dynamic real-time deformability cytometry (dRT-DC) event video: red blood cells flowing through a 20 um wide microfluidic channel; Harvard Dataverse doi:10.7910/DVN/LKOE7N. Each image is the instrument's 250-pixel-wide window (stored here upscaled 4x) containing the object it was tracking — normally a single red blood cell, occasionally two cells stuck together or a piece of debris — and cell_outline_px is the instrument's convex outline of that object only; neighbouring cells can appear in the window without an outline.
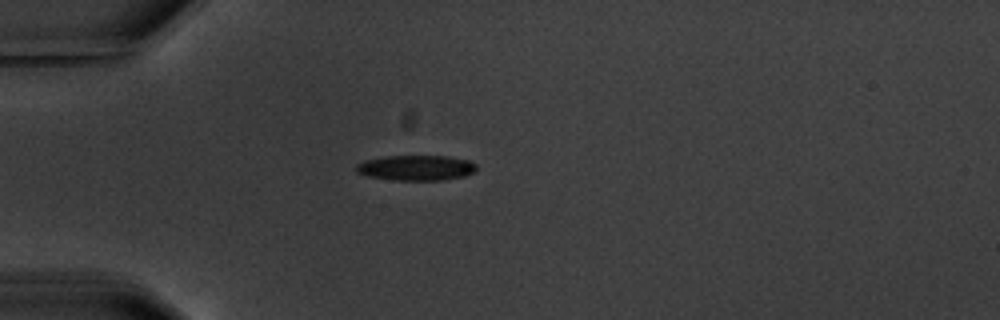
{"species": "common noctule bat (a hibernating species)", "species_latin": "Nyctalus noctula", "temperature_condition": "warm", "stored_images_in_passage": 1, "camera_frame_rate_fps": 3000, "um_per_image_px": 0.085, "animal": {"sex": "male", "body_mass_g": 20.1, "forearm_length_mm": 53.5}, "frame": {"image": 1, "passage_image": 1, "time_ms": 0.0, "image_size_px": [1000, 320], "cell_outline_px": [[476, 172], [464, 176], [444, 180], [392, 180], [368, 176], [356, 172], [356, 164], [364, 160], [384, 156], [448, 156], [468, 160], [476, 164]], "centroid_in_image_um": [35.37, 14.26], "position_along_channel_um": 49.6, "area_um2": 17.86}}